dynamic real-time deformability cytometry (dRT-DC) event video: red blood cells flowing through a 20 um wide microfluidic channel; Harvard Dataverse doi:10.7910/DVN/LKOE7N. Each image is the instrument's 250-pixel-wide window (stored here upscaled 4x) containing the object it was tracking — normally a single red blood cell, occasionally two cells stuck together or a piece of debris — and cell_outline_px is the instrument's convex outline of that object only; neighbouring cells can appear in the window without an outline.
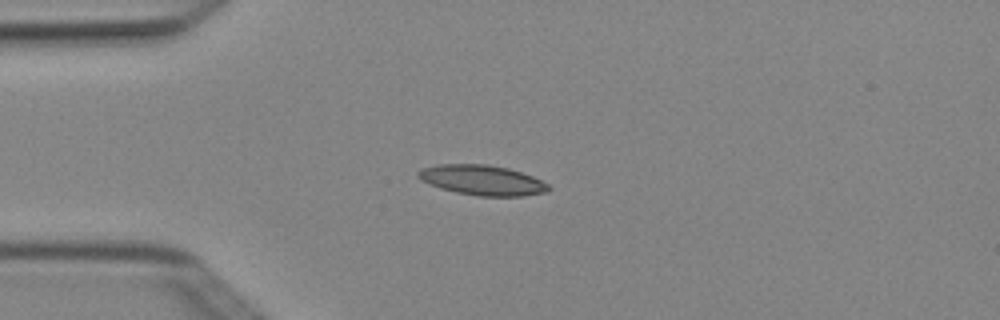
{"species": "Egyptian fruit bat (a non-hibernating species)", "species_latin": "Rousettus aegyptiacus", "temperature_condition": "cold", "stored_images_in_passage": 5, "camera_frame_rate_fps": 3000, "um_per_image_px": 0.085, "animal": {"sex": "female"}, "frame": {"image": 1, "passage_image": 4, "time_ms": 1.0, "image_size_px": [1000, 320], "cell_outline_px": [[552, 188], [548, 192], [524, 196], [476, 196], [456, 192], [440, 188], [428, 184], [420, 180], [416, 176], [416, 172], [420, 168], [436, 164], [488, 164], [508, 168], [532, 176], [548, 184]], "centroid_in_image_um": [40.95, 15.31], "position_along_channel_um": 44.1, "area_um2": 23.18}}